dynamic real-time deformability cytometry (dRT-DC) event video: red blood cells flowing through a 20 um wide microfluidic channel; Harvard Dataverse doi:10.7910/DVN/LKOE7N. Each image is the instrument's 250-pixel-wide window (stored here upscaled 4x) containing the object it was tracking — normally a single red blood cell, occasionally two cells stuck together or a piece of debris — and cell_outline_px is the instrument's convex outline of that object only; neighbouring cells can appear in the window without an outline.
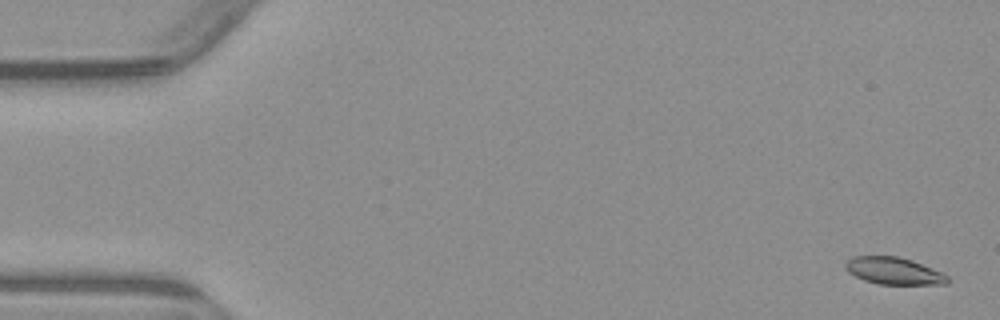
{"species": "common noctule bat (a hibernating species)", "species_latin": "Nyctalus noctula", "temperature_condition": "warm", "stored_images_in_passage": 5, "camera_frame_rate_fps": 3000, "um_per_image_px": 0.085, "animal": {"sex": "male", "body_mass_g": 23.1, "forearm_length_mm": 52.7}, "frame": {"image": 1, "passage_image": 1, "time_ms": 0.0, "image_size_px": [1000, 320], "cell_outline_px": [[948, 284], [880, 284], [864, 280], [848, 272], [844, 268], [844, 264], [852, 256], [896, 256], [912, 260], [932, 268], [948, 276]], "centroid_in_image_um": [75.94, 23.02], "position_along_channel_um": 9.1, "area_um2": 16.01}}